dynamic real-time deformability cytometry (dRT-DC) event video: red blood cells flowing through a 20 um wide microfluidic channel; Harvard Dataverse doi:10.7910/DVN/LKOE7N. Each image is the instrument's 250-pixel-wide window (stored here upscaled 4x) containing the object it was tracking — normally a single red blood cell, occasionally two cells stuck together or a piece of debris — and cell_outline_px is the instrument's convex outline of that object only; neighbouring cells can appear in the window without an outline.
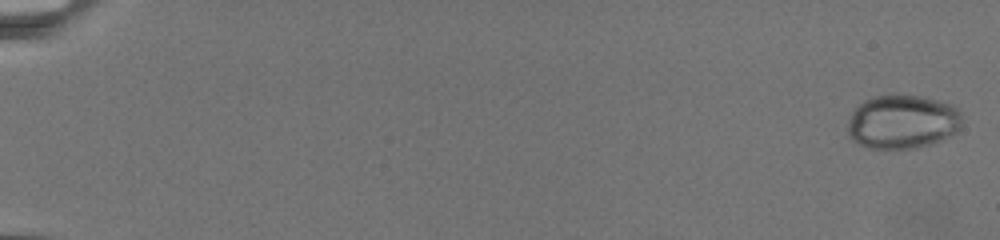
{"species": "common noctule bat (a hibernating species)", "species_latin": "Nyctalus noctula", "temperature_condition": "warm", "stored_images_in_passage": 39, "camera_frame_rate_fps": 3000, "um_per_image_px": 0.085, "animal": {"sex": "female", "body_mass_g": 19.5, "forearm_length_mm": 54.1}, "frame": {"image": 1, "passage_image": 1, "time_ms": 0.0, "image_size_px": [1000, 240], "cell_outline_px": [[960, 128], [956, 132], [932, 144], [916, 148], [868, 148], [852, 140], [848, 136], [848, 120], [852, 112], [864, 100], [876, 96], [892, 92], [924, 96], [952, 104], [960, 112]], "centroid_in_image_um": [76.69, 10.32], "position_along_channel_um": 8.3, "area_um2": 36.41}}
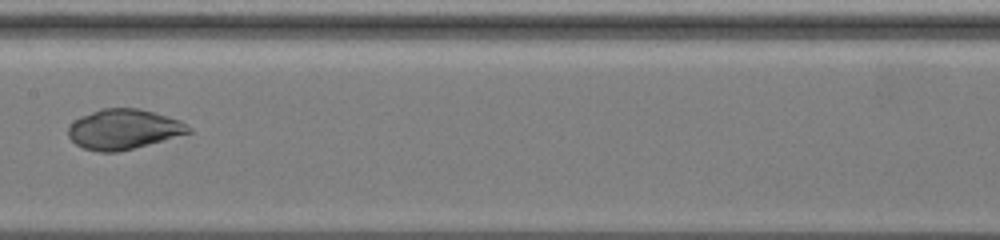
{"frame": {"image": 2, "passage_image": 17, "time_ms": 13.667, "image_size_px": [1000, 240], "cell_outline_px": [[192, 132], [164, 140], [116, 152], [100, 152], [84, 148], [76, 144], [68, 136], [68, 128], [72, 120], [80, 116], [100, 108], [136, 108], [152, 112], [180, 120], [188, 124], [192, 128]], "centroid_in_image_um": [10.49, 10.97], "position_along_channel_um": 196.9, "area_um2": 28.03}}
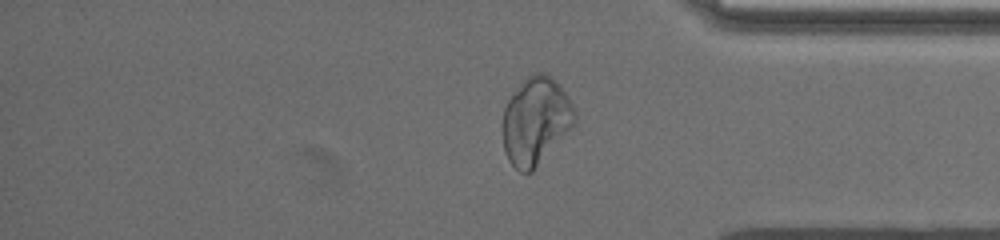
{"frame": {"image": 3, "passage_image": 29, "time_ms": 20.667, "image_size_px": [1000, 240], "cell_outline_px": [[576, 124], [532, 172], [520, 172], [508, 160], [504, 148], [504, 108], [508, 100], [520, 84], [532, 72], [544, 72], [556, 80], [560, 84], [572, 104], [576, 112]], "centroid_in_image_um": [45.57, 10.26], "position_along_channel_um": 389.6, "area_um2": 36.59}}